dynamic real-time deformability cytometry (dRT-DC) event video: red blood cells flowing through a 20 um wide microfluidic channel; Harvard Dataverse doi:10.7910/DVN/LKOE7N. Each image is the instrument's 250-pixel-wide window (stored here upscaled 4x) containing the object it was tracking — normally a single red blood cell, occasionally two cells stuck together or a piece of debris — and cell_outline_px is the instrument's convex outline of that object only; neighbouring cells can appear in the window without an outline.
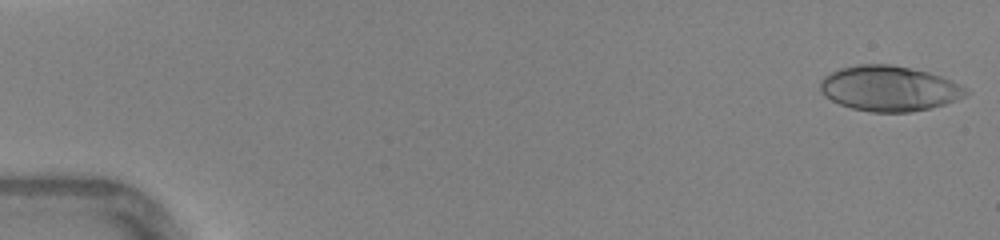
{"species": "human", "species_latin": "Homo sapiens", "temperature_condition": "warm", "stored_images_in_passage": 45, "camera_frame_rate_fps": 3000, "um_per_image_px": 0.085, "donor": {"sex": "female"}, "frame": {"image": 1, "passage_image": 1, "time_ms": 0.0, "image_size_px": [1000, 240], "cell_outline_px": [[972, 92], [956, 100], [944, 104], [928, 108], [908, 112], [872, 112], [852, 108], [840, 104], [824, 96], [820, 92], [820, 80], [824, 76], [840, 68], [856, 64], [888, 64], [928, 72], [952, 80], [968, 88]], "centroid_in_image_um": [75.58, 7.51], "position_along_channel_um": 9.4, "area_um2": 38.44}}
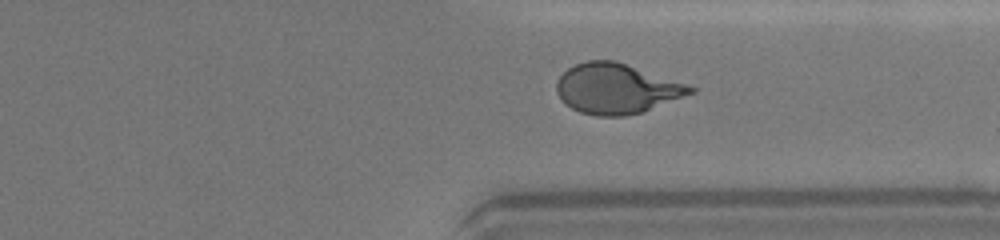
{"frame": {"image": 2, "passage_image": 35, "time_ms": 11.333, "image_size_px": [1000, 240], "cell_outline_px": [[696, 92], [640, 112], [624, 116], [596, 116], [580, 112], [564, 104], [556, 92], [556, 80], [568, 68], [576, 64], [588, 60], [616, 60], [696, 88]], "centroid_in_image_um": [52.35, 7.53], "position_along_channel_um": 359.1, "area_um2": 38.73}}
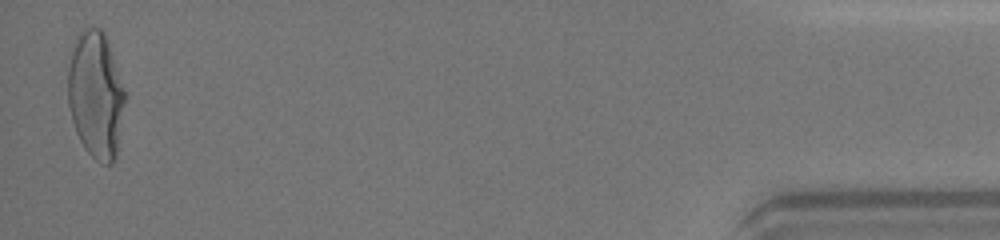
{"frame": {"image": 3, "passage_image": 45, "time_ms": 14.667, "image_size_px": [1000, 240], "cell_outline_px": [[124, 100], [116, 156], [112, 164], [100, 164], [84, 148], [76, 132], [72, 120], [68, 104], [68, 68], [76, 36], [84, 28], [100, 28], [104, 32], [124, 88]], "centroid_in_image_um": [8.12, 8.08], "position_along_channel_um": 427.1, "area_um2": 41.62}, "authors_computed_cell_mechanics": {"area_um2": 39.2462, "velocity_mm_per_s": 4.4106, "shape_relaxation_time_tau1_ms": 4.1315, "shape_relaxation_time_tau2_ms": 0.6292, "deformation_change_tau1": 0.2143, "deformation_change_tau2": 0.0822}}